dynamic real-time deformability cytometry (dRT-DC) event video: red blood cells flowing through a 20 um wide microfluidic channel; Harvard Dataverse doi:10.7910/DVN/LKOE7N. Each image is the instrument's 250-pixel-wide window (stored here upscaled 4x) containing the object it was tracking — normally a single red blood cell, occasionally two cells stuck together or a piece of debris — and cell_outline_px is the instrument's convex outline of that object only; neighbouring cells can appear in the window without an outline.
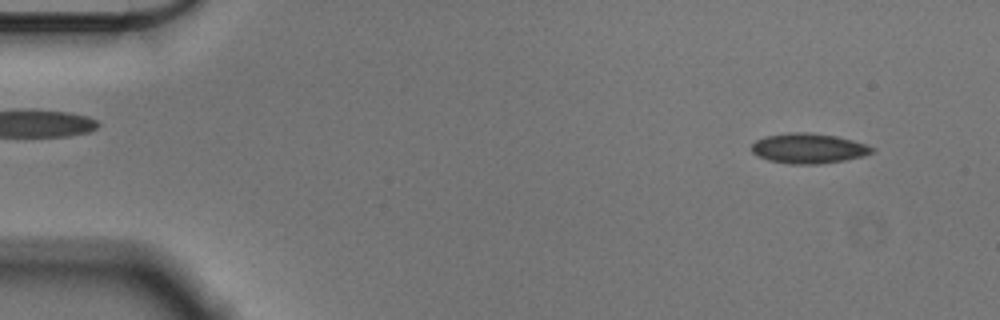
{"species": "Egyptian fruit bat (a non-hibernating species)", "species_latin": "Rousettus aegyptiacus", "temperature_condition": "cold", "stored_images_in_passage": 16, "camera_frame_rate_fps": 3000, "um_per_image_px": 0.085, "animal": {"sex": "male"}, "frame": {"image": 1, "passage_image": 4, "time_ms": 1.0, "image_size_px": [1000, 320], "cell_outline_px": [[876, 148], [872, 152], [860, 156], [844, 160], [820, 164], [792, 164], [768, 160], [756, 156], [752, 152], [752, 144], [756, 140], [764, 136], [788, 132], [808, 132], [836, 136], [852, 140]], "centroid_in_image_um": [68.67, 12.6], "position_along_channel_um": 16.3, "area_um2": 21.04}}
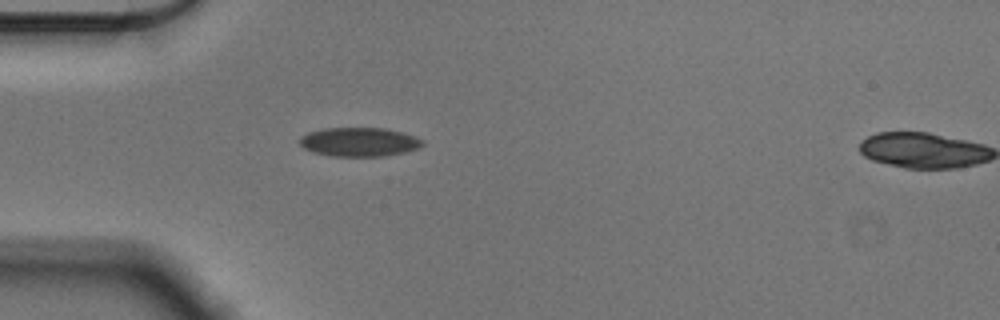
{"frame": {"image": 2, "passage_image": 15, "time_ms": 4.667, "image_size_px": [1000, 320], "cell_outline_px": [[424, 144], [416, 148], [404, 152], [384, 156], [332, 156], [312, 152], [304, 148], [300, 144], [300, 136], [308, 132], [324, 128], [384, 128], [416, 136], [424, 140]], "centroid_in_image_um": [30.51, 12.06], "position_along_channel_um": 54.5, "area_um2": 20.69}}